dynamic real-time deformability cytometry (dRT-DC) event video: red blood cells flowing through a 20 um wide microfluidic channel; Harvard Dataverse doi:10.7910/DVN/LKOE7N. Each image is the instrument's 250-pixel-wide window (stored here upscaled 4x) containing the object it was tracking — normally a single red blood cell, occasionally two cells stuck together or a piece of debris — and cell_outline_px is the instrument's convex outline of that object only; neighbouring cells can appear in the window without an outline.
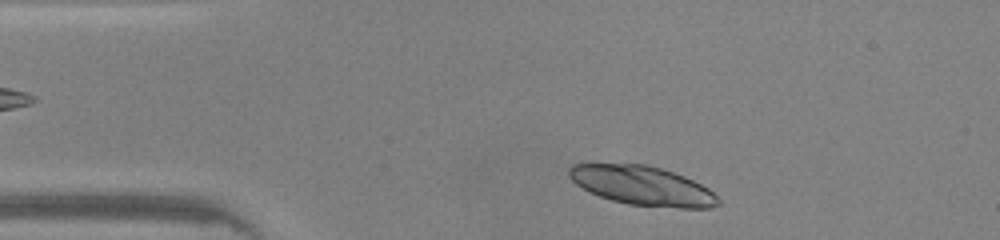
{"species": "common noctule bat (a hibernating species)", "species_latin": "Nyctalus noctula", "temperature_condition": "warm", "stored_images_in_passage": 40, "camera_frame_rate_fps": 3000, "um_per_image_px": 0.085, "animal": {"sex": "male", "body_mass_g": 20.0, "forearm_length_mm": 53.3}, "frame": {"image": 1, "passage_image": 2, "time_ms": 0.333, "image_size_px": [1000, 240], "cell_outline_px": [[720, 204], [708, 208], [680, 208], [628, 204], [612, 200], [600, 196], [576, 184], [568, 176], [568, 168], [572, 164], [648, 164], [684, 176], [708, 188], [720, 200]], "centroid_in_image_um": [54.6, 15.78], "position_along_channel_um": 30.4, "area_um2": 33.76}}